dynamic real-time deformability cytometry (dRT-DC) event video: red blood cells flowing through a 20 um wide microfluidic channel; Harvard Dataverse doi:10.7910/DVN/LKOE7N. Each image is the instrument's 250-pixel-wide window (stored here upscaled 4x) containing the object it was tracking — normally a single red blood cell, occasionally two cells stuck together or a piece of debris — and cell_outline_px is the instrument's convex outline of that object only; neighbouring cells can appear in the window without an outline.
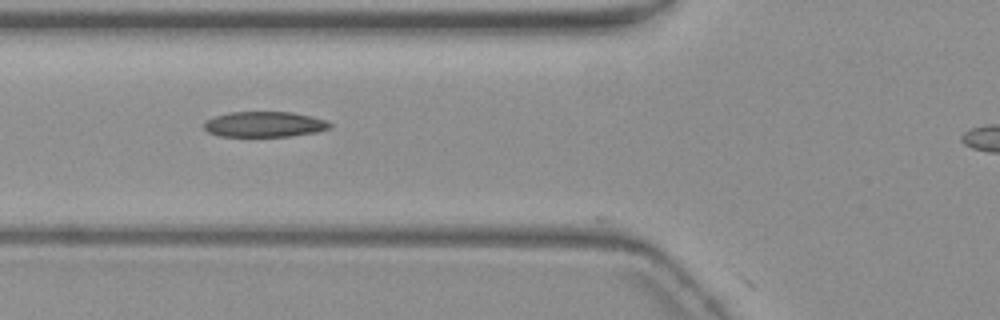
{"species": "common noctule bat (a hibernating species)", "species_latin": "Nyctalus noctula", "temperature_condition": "warm", "stored_images_in_passage": 15, "camera_frame_rate_fps": 3000, "um_per_image_px": 0.085, "animal": {"sex": "female", "body_mass_g": 19.3, "forearm_length_mm": 54.1}, "frame": {"image": 1, "passage_image": 13, "time_ms": 4.0, "image_size_px": [1000, 320], "cell_outline_px": [[332, 128], [316, 132], [288, 136], [220, 136], [208, 132], [204, 128], [204, 124], [208, 120], [216, 116], [228, 112], [292, 112], [312, 116], [324, 120], [332, 124]], "centroid_in_image_um": [22.5, 10.56], "position_along_channel_um": 103.3, "area_um2": 18.55}}